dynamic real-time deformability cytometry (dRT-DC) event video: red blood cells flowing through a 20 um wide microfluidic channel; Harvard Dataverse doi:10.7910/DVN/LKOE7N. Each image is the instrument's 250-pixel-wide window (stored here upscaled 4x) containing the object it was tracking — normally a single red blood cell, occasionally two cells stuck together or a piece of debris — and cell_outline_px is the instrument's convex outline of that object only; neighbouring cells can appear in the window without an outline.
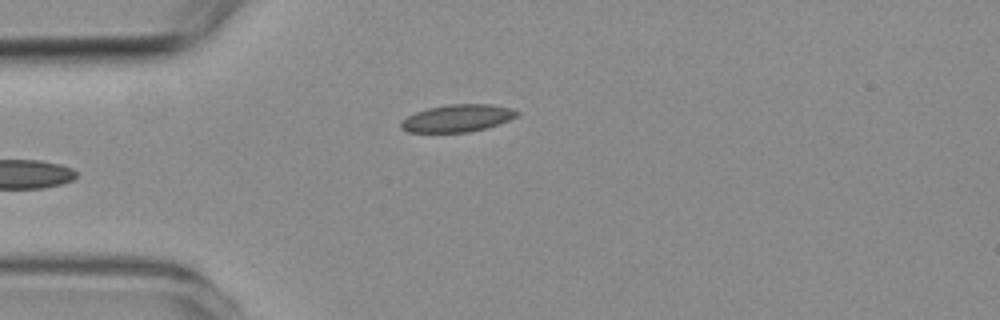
{"species": "common noctule bat (a hibernating species)", "species_latin": "Nyctalus noctula", "temperature_condition": "room temperature", "stored_images_in_passage": 5, "camera_frame_rate_fps": 3000, "um_per_image_px": 0.085, "animal": {"sex": "female", "body_mass_g": 19.3, "forearm_length_mm": 54.1}, "frame": {"image": 1, "passage_image": 5, "time_ms": 4.333, "image_size_px": [1000, 320], "cell_outline_px": [[520, 112], [516, 116], [500, 124], [468, 132], [408, 132], [400, 128], [400, 124], [408, 116], [416, 112], [428, 108], [448, 104], [492, 104], [512, 108]], "centroid_in_image_um": [38.9, 10.04], "position_along_channel_um": 46.1, "area_um2": 18.38}}